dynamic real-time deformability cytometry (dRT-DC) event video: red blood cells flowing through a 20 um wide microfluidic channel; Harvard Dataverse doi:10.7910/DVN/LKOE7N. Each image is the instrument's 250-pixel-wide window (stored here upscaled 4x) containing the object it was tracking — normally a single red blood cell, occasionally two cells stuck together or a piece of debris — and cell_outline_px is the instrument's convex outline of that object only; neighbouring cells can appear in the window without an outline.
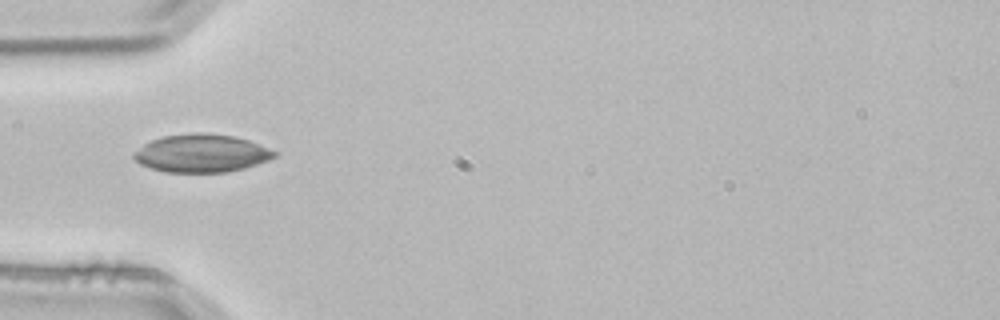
{"species": "common noctule bat (a hibernating species)", "species_latin": "Nyctalus noctula", "temperature_condition": "room temperature", "stored_images_in_passage": 4, "camera_frame_rate_fps": 3000, "um_per_image_px": 0.085, "animal": {"sex": "male", "body_mass_g": 21.5, "forearm_length_mm": 52.0}, "frame": {"image": 1, "passage_image": 3, "time_ms": 0.667, "image_size_px": [1000, 320], "cell_outline_px": [[276, 156], [268, 160], [244, 168], [228, 172], [164, 172], [140, 164], [132, 156], [144, 144], [152, 140], [164, 136], [192, 132], [204, 132], [232, 136], [248, 140], [276, 152]], "centroid_in_image_um": [17.11, 13.03], "position_along_channel_um": 67.9, "area_um2": 30.81}}